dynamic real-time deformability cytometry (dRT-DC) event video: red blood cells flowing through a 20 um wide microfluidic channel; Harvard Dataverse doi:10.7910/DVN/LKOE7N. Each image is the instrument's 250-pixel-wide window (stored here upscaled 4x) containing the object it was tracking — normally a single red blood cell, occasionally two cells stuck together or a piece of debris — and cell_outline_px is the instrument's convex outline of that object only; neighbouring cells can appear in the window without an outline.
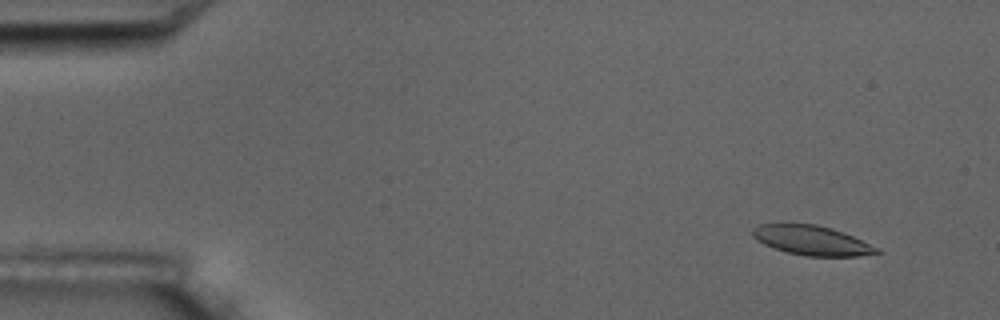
{"species": "common noctule bat (a hibernating species)", "species_latin": "Nyctalus noctula", "temperature_condition": "room temperature", "stored_images_in_passage": 5, "camera_frame_rate_fps": 3000, "um_per_image_px": 0.085, "animal": {"sex": "male", "body_mass_g": 17.5, "forearm_length_mm": 52.3}, "frame": {"image": 1, "passage_image": 1, "time_ms": 0.0, "image_size_px": [1000, 320], "cell_outline_px": [[880, 252], [856, 256], [804, 256], [772, 248], [756, 240], [752, 236], [752, 228], [760, 224], [816, 224], [832, 228], [844, 232], [880, 248]], "centroid_in_image_um": [68.99, 20.43], "position_along_channel_um": 16.0, "area_um2": 21.39}}
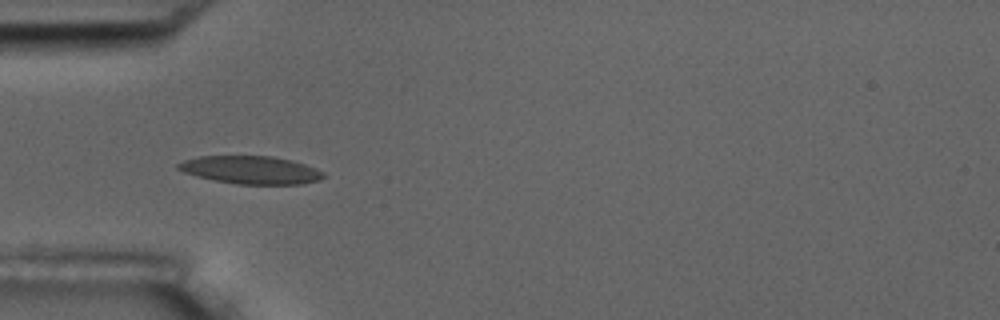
{"frame": {"image": 2, "passage_image": 4, "time_ms": 4.333, "image_size_px": [1000, 320], "cell_outline_px": [[324, 176], [320, 180], [300, 184], [236, 184], [196, 176], [184, 172], [176, 168], [176, 164], [184, 160], [200, 156], [272, 156], [304, 164], [316, 168], [324, 172]], "centroid_in_image_um": [21.3, 14.44], "position_along_channel_um": 63.7, "area_um2": 23.47}}